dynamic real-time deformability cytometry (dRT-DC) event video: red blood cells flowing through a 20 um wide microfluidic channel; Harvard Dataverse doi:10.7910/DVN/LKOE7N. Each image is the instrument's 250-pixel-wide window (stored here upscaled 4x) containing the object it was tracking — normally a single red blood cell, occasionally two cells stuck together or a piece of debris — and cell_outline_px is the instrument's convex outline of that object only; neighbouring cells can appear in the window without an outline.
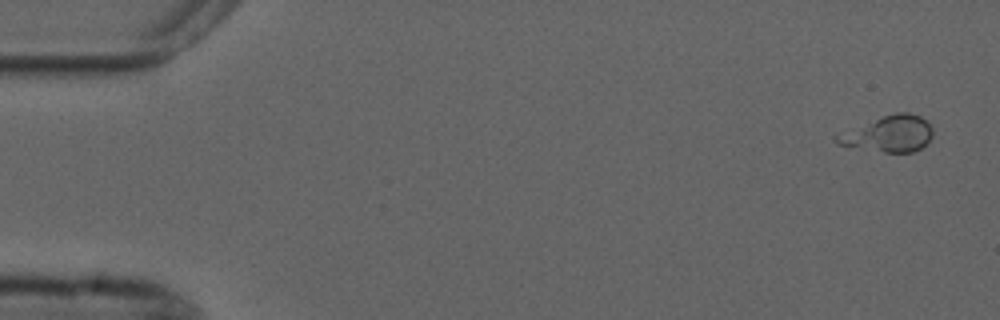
{"species": "common noctule bat (a hibernating species)", "species_latin": "Nyctalus noctula", "temperature_condition": "cold", "stored_images_in_passage": 2, "camera_frame_rate_fps": 3000, "um_per_image_px": 0.085, "animal": {"sex": "male", "forearm_length_mm": 52.5}, "frame": {"image": 1, "passage_image": 1, "time_ms": 0.0, "image_size_px": [1000, 320], "cell_outline_px": [[932, 136], [920, 148], [912, 152], [884, 152], [836, 144], [832, 136], [884, 116], [896, 112], [908, 112], [920, 116], [932, 128]], "centroid_in_image_um": [75.52, 11.38], "position_along_channel_um": 9.5, "area_um2": 19.71}}